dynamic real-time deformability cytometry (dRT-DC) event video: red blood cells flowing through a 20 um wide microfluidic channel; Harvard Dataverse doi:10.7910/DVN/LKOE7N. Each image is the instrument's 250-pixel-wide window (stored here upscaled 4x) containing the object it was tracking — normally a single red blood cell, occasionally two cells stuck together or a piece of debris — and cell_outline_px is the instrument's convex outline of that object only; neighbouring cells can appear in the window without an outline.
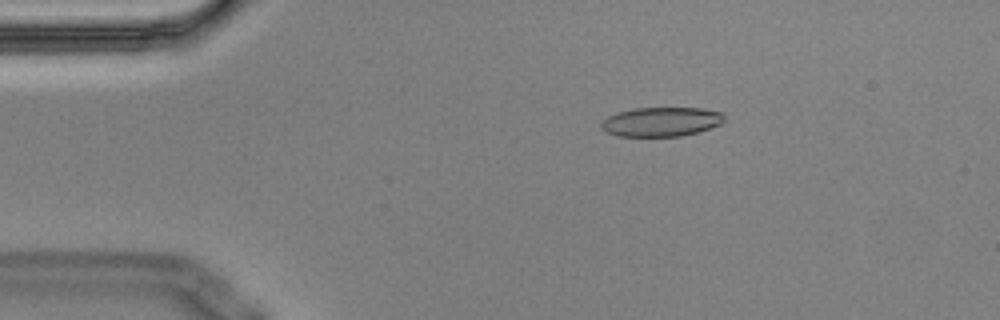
{"species": "Egyptian fruit bat (a non-hibernating species)", "species_latin": "Rousettus aegyptiacus", "temperature_condition": "cold", "stored_images_in_passage": 4, "camera_frame_rate_fps": 3000, "um_per_image_px": 0.085, "animal": {"sex": "male"}, "frame": {"image": 1, "passage_image": 1, "time_ms": 0.0, "image_size_px": [1000, 320], "cell_outline_px": [[724, 120], [720, 124], [696, 132], [680, 136], [616, 136], [608, 132], [600, 124], [608, 116], [616, 112], [636, 108], [700, 108], [720, 112], [724, 116]], "centroid_in_image_um": [56.19, 10.34], "position_along_channel_um": 28.8, "area_um2": 20.69}}
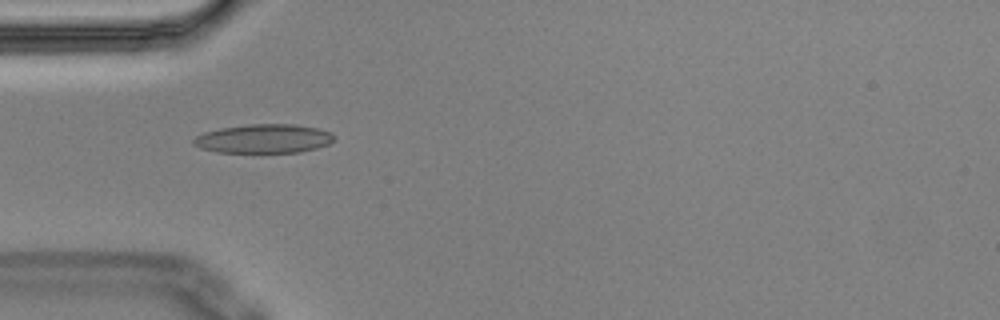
{"frame": {"image": 2, "passage_image": 3, "time_ms": 0.667, "image_size_px": [1000, 320], "cell_outline_px": [[336, 136], [328, 144], [316, 148], [300, 152], [216, 152], [200, 148], [192, 144], [192, 140], [196, 136], [204, 132], [220, 128], [252, 124], [296, 124], [316, 128], [332, 132]], "centroid_in_image_um": [22.41, 11.78], "position_along_channel_um": 62.6, "area_um2": 23.7}}